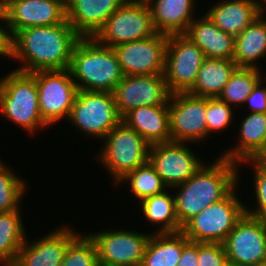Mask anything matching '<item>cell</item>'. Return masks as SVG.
Segmentation results:
<instances>
[{"label":"cell","mask_w":266,"mask_h":266,"mask_svg":"<svg viewBox=\"0 0 266 266\" xmlns=\"http://www.w3.org/2000/svg\"><path fill=\"white\" fill-rule=\"evenodd\" d=\"M123 185L130 191L128 194H131L134 202L135 200L140 202L146 197L160 194L169 189L149 161L128 173L117 183L115 189L119 186L120 190Z\"/></svg>","instance_id":"30"},{"label":"cell","mask_w":266,"mask_h":266,"mask_svg":"<svg viewBox=\"0 0 266 266\" xmlns=\"http://www.w3.org/2000/svg\"><path fill=\"white\" fill-rule=\"evenodd\" d=\"M151 11L145 0H126L92 37L110 48L156 34Z\"/></svg>","instance_id":"8"},{"label":"cell","mask_w":266,"mask_h":266,"mask_svg":"<svg viewBox=\"0 0 266 266\" xmlns=\"http://www.w3.org/2000/svg\"><path fill=\"white\" fill-rule=\"evenodd\" d=\"M217 157L210 163L206 161L186 182L172 188L181 227L212 203L225 198L241 183L238 163L220 155Z\"/></svg>","instance_id":"2"},{"label":"cell","mask_w":266,"mask_h":266,"mask_svg":"<svg viewBox=\"0 0 266 266\" xmlns=\"http://www.w3.org/2000/svg\"><path fill=\"white\" fill-rule=\"evenodd\" d=\"M121 118L142 106L169 105L164 74L124 75L112 92Z\"/></svg>","instance_id":"15"},{"label":"cell","mask_w":266,"mask_h":266,"mask_svg":"<svg viewBox=\"0 0 266 266\" xmlns=\"http://www.w3.org/2000/svg\"><path fill=\"white\" fill-rule=\"evenodd\" d=\"M205 14L223 32L238 36L265 10L253 0H217Z\"/></svg>","instance_id":"22"},{"label":"cell","mask_w":266,"mask_h":266,"mask_svg":"<svg viewBox=\"0 0 266 266\" xmlns=\"http://www.w3.org/2000/svg\"><path fill=\"white\" fill-rule=\"evenodd\" d=\"M238 187L191 218L182 227L184 235L192 242L222 244L246 213Z\"/></svg>","instance_id":"6"},{"label":"cell","mask_w":266,"mask_h":266,"mask_svg":"<svg viewBox=\"0 0 266 266\" xmlns=\"http://www.w3.org/2000/svg\"><path fill=\"white\" fill-rule=\"evenodd\" d=\"M69 71L78 91L112 93L124 76L114 49L98 44L92 37L76 42Z\"/></svg>","instance_id":"3"},{"label":"cell","mask_w":266,"mask_h":266,"mask_svg":"<svg viewBox=\"0 0 266 266\" xmlns=\"http://www.w3.org/2000/svg\"><path fill=\"white\" fill-rule=\"evenodd\" d=\"M190 240L182 231L175 233H152L141 266H177L183 247Z\"/></svg>","instance_id":"27"},{"label":"cell","mask_w":266,"mask_h":266,"mask_svg":"<svg viewBox=\"0 0 266 266\" xmlns=\"http://www.w3.org/2000/svg\"><path fill=\"white\" fill-rule=\"evenodd\" d=\"M205 113L206 98L188 92L171 94L169 98L171 142L190 143L194 146L207 142Z\"/></svg>","instance_id":"12"},{"label":"cell","mask_w":266,"mask_h":266,"mask_svg":"<svg viewBox=\"0 0 266 266\" xmlns=\"http://www.w3.org/2000/svg\"><path fill=\"white\" fill-rule=\"evenodd\" d=\"M168 35L152 37L114 47L123 75L164 74Z\"/></svg>","instance_id":"16"},{"label":"cell","mask_w":266,"mask_h":266,"mask_svg":"<svg viewBox=\"0 0 266 266\" xmlns=\"http://www.w3.org/2000/svg\"><path fill=\"white\" fill-rule=\"evenodd\" d=\"M235 111V113H233ZM237 111L218 97L206 98V124L207 139L212 135H218L223 130L230 129L232 124H236ZM235 114V115H234ZM236 119V120H235ZM230 127V128H229ZM218 132V133H217Z\"/></svg>","instance_id":"34"},{"label":"cell","mask_w":266,"mask_h":266,"mask_svg":"<svg viewBox=\"0 0 266 266\" xmlns=\"http://www.w3.org/2000/svg\"><path fill=\"white\" fill-rule=\"evenodd\" d=\"M252 266H266V262L260 263V264H256V265H252Z\"/></svg>","instance_id":"41"},{"label":"cell","mask_w":266,"mask_h":266,"mask_svg":"<svg viewBox=\"0 0 266 266\" xmlns=\"http://www.w3.org/2000/svg\"><path fill=\"white\" fill-rule=\"evenodd\" d=\"M262 59L266 61V10L236 36L233 56L238 68L262 70Z\"/></svg>","instance_id":"25"},{"label":"cell","mask_w":266,"mask_h":266,"mask_svg":"<svg viewBox=\"0 0 266 266\" xmlns=\"http://www.w3.org/2000/svg\"><path fill=\"white\" fill-rule=\"evenodd\" d=\"M237 68L233 60L206 58L188 93L204 98L218 97Z\"/></svg>","instance_id":"28"},{"label":"cell","mask_w":266,"mask_h":266,"mask_svg":"<svg viewBox=\"0 0 266 266\" xmlns=\"http://www.w3.org/2000/svg\"><path fill=\"white\" fill-rule=\"evenodd\" d=\"M30 74L38 87L39 110L43 121L53 128L56 123L67 120L78 92L69 69L40 70Z\"/></svg>","instance_id":"10"},{"label":"cell","mask_w":266,"mask_h":266,"mask_svg":"<svg viewBox=\"0 0 266 266\" xmlns=\"http://www.w3.org/2000/svg\"><path fill=\"white\" fill-rule=\"evenodd\" d=\"M101 143L92 158L110 173L112 186L148 161L150 145L123 121L110 130Z\"/></svg>","instance_id":"5"},{"label":"cell","mask_w":266,"mask_h":266,"mask_svg":"<svg viewBox=\"0 0 266 266\" xmlns=\"http://www.w3.org/2000/svg\"><path fill=\"white\" fill-rule=\"evenodd\" d=\"M265 70L237 68L231 75L218 98L235 109H243L247 97L256 83L266 74Z\"/></svg>","instance_id":"31"},{"label":"cell","mask_w":266,"mask_h":266,"mask_svg":"<svg viewBox=\"0 0 266 266\" xmlns=\"http://www.w3.org/2000/svg\"><path fill=\"white\" fill-rule=\"evenodd\" d=\"M13 39L14 36L8 25L4 11L0 6V58L13 59Z\"/></svg>","instance_id":"38"},{"label":"cell","mask_w":266,"mask_h":266,"mask_svg":"<svg viewBox=\"0 0 266 266\" xmlns=\"http://www.w3.org/2000/svg\"><path fill=\"white\" fill-rule=\"evenodd\" d=\"M238 123L236 145L231 144L226 150L223 149L220 156L236 163L260 159L266 152V113L245 114L241 119L238 118Z\"/></svg>","instance_id":"19"},{"label":"cell","mask_w":266,"mask_h":266,"mask_svg":"<svg viewBox=\"0 0 266 266\" xmlns=\"http://www.w3.org/2000/svg\"><path fill=\"white\" fill-rule=\"evenodd\" d=\"M22 210L21 207L15 211L0 213V266L15 263L28 236Z\"/></svg>","instance_id":"29"},{"label":"cell","mask_w":266,"mask_h":266,"mask_svg":"<svg viewBox=\"0 0 266 266\" xmlns=\"http://www.w3.org/2000/svg\"><path fill=\"white\" fill-rule=\"evenodd\" d=\"M122 121L149 145L169 143V105L142 106L128 112Z\"/></svg>","instance_id":"24"},{"label":"cell","mask_w":266,"mask_h":266,"mask_svg":"<svg viewBox=\"0 0 266 266\" xmlns=\"http://www.w3.org/2000/svg\"><path fill=\"white\" fill-rule=\"evenodd\" d=\"M225 266H237V265H233V264L227 263Z\"/></svg>","instance_id":"42"},{"label":"cell","mask_w":266,"mask_h":266,"mask_svg":"<svg viewBox=\"0 0 266 266\" xmlns=\"http://www.w3.org/2000/svg\"><path fill=\"white\" fill-rule=\"evenodd\" d=\"M0 114L14 125L34 136L49 126L39 110L38 87L30 73L12 69L0 77Z\"/></svg>","instance_id":"4"},{"label":"cell","mask_w":266,"mask_h":266,"mask_svg":"<svg viewBox=\"0 0 266 266\" xmlns=\"http://www.w3.org/2000/svg\"><path fill=\"white\" fill-rule=\"evenodd\" d=\"M110 228L86 232L95 243L99 266H141L152 233L125 226Z\"/></svg>","instance_id":"9"},{"label":"cell","mask_w":266,"mask_h":266,"mask_svg":"<svg viewBox=\"0 0 266 266\" xmlns=\"http://www.w3.org/2000/svg\"><path fill=\"white\" fill-rule=\"evenodd\" d=\"M126 0H66V20L81 38H91Z\"/></svg>","instance_id":"20"},{"label":"cell","mask_w":266,"mask_h":266,"mask_svg":"<svg viewBox=\"0 0 266 266\" xmlns=\"http://www.w3.org/2000/svg\"><path fill=\"white\" fill-rule=\"evenodd\" d=\"M205 59L202 49L183 34L168 35L164 77L169 92H188Z\"/></svg>","instance_id":"11"},{"label":"cell","mask_w":266,"mask_h":266,"mask_svg":"<svg viewBox=\"0 0 266 266\" xmlns=\"http://www.w3.org/2000/svg\"><path fill=\"white\" fill-rule=\"evenodd\" d=\"M81 37L67 20L53 26L30 27L18 31L13 39L15 71L69 69L71 53Z\"/></svg>","instance_id":"1"},{"label":"cell","mask_w":266,"mask_h":266,"mask_svg":"<svg viewBox=\"0 0 266 266\" xmlns=\"http://www.w3.org/2000/svg\"><path fill=\"white\" fill-rule=\"evenodd\" d=\"M139 204V205H138ZM135 205L142 215V220L148 225L155 226L150 233H175L182 231L176 216L175 198L171 188L168 190L146 197ZM158 227V228H157Z\"/></svg>","instance_id":"26"},{"label":"cell","mask_w":266,"mask_h":266,"mask_svg":"<svg viewBox=\"0 0 266 266\" xmlns=\"http://www.w3.org/2000/svg\"><path fill=\"white\" fill-rule=\"evenodd\" d=\"M191 148L190 143L179 142L149 146L148 161L168 188L186 182L205 163Z\"/></svg>","instance_id":"13"},{"label":"cell","mask_w":266,"mask_h":266,"mask_svg":"<svg viewBox=\"0 0 266 266\" xmlns=\"http://www.w3.org/2000/svg\"><path fill=\"white\" fill-rule=\"evenodd\" d=\"M257 2L264 10H266V0H253Z\"/></svg>","instance_id":"40"},{"label":"cell","mask_w":266,"mask_h":266,"mask_svg":"<svg viewBox=\"0 0 266 266\" xmlns=\"http://www.w3.org/2000/svg\"><path fill=\"white\" fill-rule=\"evenodd\" d=\"M145 1L151 11L152 23L157 33L183 34L196 15H200V11L196 10L199 8L196 0Z\"/></svg>","instance_id":"23"},{"label":"cell","mask_w":266,"mask_h":266,"mask_svg":"<svg viewBox=\"0 0 266 266\" xmlns=\"http://www.w3.org/2000/svg\"><path fill=\"white\" fill-rule=\"evenodd\" d=\"M245 105L250 113H266V74L256 83Z\"/></svg>","instance_id":"37"},{"label":"cell","mask_w":266,"mask_h":266,"mask_svg":"<svg viewBox=\"0 0 266 266\" xmlns=\"http://www.w3.org/2000/svg\"><path fill=\"white\" fill-rule=\"evenodd\" d=\"M81 232L68 245L61 266H99L94 241L87 233Z\"/></svg>","instance_id":"35"},{"label":"cell","mask_w":266,"mask_h":266,"mask_svg":"<svg viewBox=\"0 0 266 266\" xmlns=\"http://www.w3.org/2000/svg\"><path fill=\"white\" fill-rule=\"evenodd\" d=\"M198 242L189 241L184 247L177 266H198Z\"/></svg>","instance_id":"39"},{"label":"cell","mask_w":266,"mask_h":266,"mask_svg":"<svg viewBox=\"0 0 266 266\" xmlns=\"http://www.w3.org/2000/svg\"><path fill=\"white\" fill-rule=\"evenodd\" d=\"M13 36L30 27L53 26L66 20V0H0Z\"/></svg>","instance_id":"17"},{"label":"cell","mask_w":266,"mask_h":266,"mask_svg":"<svg viewBox=\"0 0 266 266\" xmlns=\"http://www.w3.org/2000/svg\"><path fill=\"white\" fill-rule=\"evenodd\" d=\"M245 165L251 166L250 169L253 172L251 173L253 176L251 179L254 180L252 182L253 186L251 185V187L254 191L252 190L251 193L253 192V195H250L254 197L253 200L256 202L253 201V203L249 202L248 204L245 202L246 213L266 223V164L260 159L245 160L238 163L239 171H241L242 168H246L244 167ZM250 203H252L251 207Z\"/></svg>","instance_id":"33"},{"label":"cell","mask_w":266,"mask_h":266,"mask_svg":"<svg viewBox=\"0 0 266 266\" xmlns=\"http://www.w3.org/2000/svg\"><path fill=\"white\" fill-rule=\"evenodd\" d=\"M82 137L102 141L118 125L120 117L113 93L78 91L66 120ZM97 139V140H96Z\"/></svg>","instance_id":"7"},{"label":"cell","mask_w":266,"mask_h":266,"mask_svg":"<svg viewBox=\"0 0 266 266\" xmlns=\"http://www.w3.org/2000/svg\"><path fill=\"white\" fill-rule=\"evenodd\" d=\"M70 225L56 226L32 241L27 237L12 266H61L68 245L80 234Z\"/></svg>","instance_id":"18"},{"label":"cell","mask_w":266,"mask_h":266,"mask_svg":"<svg viewBox=\"0 0 266 266\" xmlns=\"http://www.w3.org/2000/svg\"><path fill=\"white\" fill-rule=\"evenodd\" d=\"M12 168L4 160L0 161V213L20 209L24 197L28 196L25 194L29 193L28 180L17 175Z\"/></svg>","instance_id":"32"},{"label":"cell","mask_w":266,"mask_h":266,"mask_svg":"<svg viewBox=\"0 0 266 266\" xmlns=\"http://www.w3.org/2000/svg\"><path fill=\"white\" fill-rule=\"evenodd\" d=\"M222 244L227 263L252 266L266 262V223L245 213Z\"/></svg>","instance_id":"14"},{"label":"cell","mask_w":266,"mask_h":266,"mask_svg":"<svg viewBox=\"0 0 266 266\" xmlns=\"http://www.w3.org/2000/svg\"><path fill=\"white\" fill-rule=\"evenodd\" d=\"M198 266H225L227 257L223 244L198 243Z\"/></svg>","instance_id":"36"},{"label":"cell","mask_w":266,"mask_h":266,"mask_svg":"<svg viewBox=\"0 0 266 266\" xmlns=\"http://www.w3.org/2000/svg\"><path fill=\"white\" fill-rule=\"evenodd\" d=\"M202 14L193 19L183 35L199 46L206 58L233 60L236 37L220 30L205 13Z\"/></svg>","instance_id":"21"}]
</instances>
